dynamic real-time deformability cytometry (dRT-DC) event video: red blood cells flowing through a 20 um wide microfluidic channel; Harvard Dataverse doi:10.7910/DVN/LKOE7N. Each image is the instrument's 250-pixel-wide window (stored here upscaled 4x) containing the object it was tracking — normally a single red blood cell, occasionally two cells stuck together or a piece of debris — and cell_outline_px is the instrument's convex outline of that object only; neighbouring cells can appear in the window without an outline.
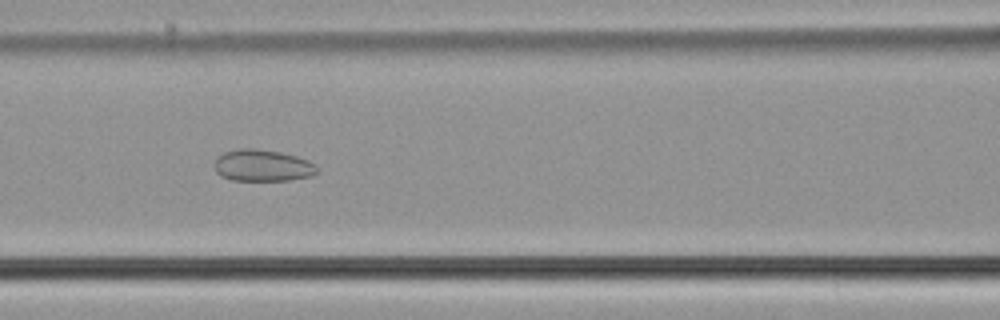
{"species": "common noctule bat (a hibernating species)", "species_latin": "Nyctalus noctula", "temperature_condition": "cold", "stored_images_in_passage": 41, "camera_frame_rate_fps": 3000, "um_per_image_px": 0.085, "animal": {"sex": "male", "body_mass_g": 21.5, "forearm_length_mm": 52.0}, "frame": {"image": 1, "passage_image": 11, "time_ms": 3.333, "image_size_px": [1000, 320], "cell_outline_px": [[316, 172], [312, 176], [288, 180], [232, 180], [220, 176], [216, 172], [216, 160], [224, 152], [240, 148], [252, 148], [280, 152], [296, 156], [308, 160], [316, 164]], "centroid_in_image_um": [22.33, 14.07], "position_along_channel_um": 144.3, "area_um2": 18.79}}
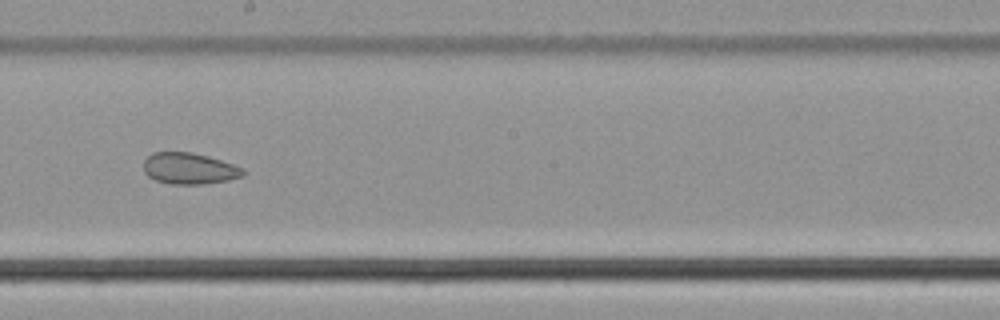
{"frame": {"image": 2, "passage_image": 18, "time_ms": 5.667, "image_size_px": [1000, 320], "cell_outline_px": [[244, 176], [228, 180], [204, 184], [168, 184], [156, 180], [148, 176], [144, 172], [144, 160], [152, 152], [192, 152], [208, 156], [244, 168]], "centroid_in_image_um": [16.08, 14.32], "position_along_channel_um": 232.1, "area_um2": 18.21}}
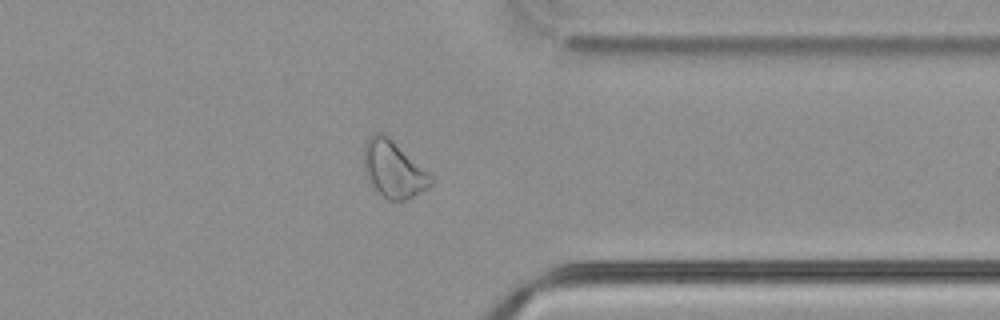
{"frame": {"image": 3, "passage_image": 30, "time_ms": 9.667, "image_size_px": [1000, 320], "cell_outline_px": [[432, 184], [420, 192], [404, 200], [388, 200], [372, 188], [368, 180], [364, 168], [364, 144], [368, 136], [376, 132], [384, 132], [432, 176]], "centroid_in_image_um": [33.39, 14.37], "position_along_channel_um": 378.0, "area_um2": 22.02}, "authors_computed_cell_mechanics": {"area_um2": 19.9988, "velocity_mm_per_s": 3.7766, "shape_relaxation_time_tau1_ms": null, "shape_relaxation_time_tau2_ms": 2.3004, "deformation_change_tau1": null, "deformation_change_tau2": 0.0764}}